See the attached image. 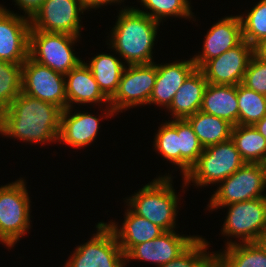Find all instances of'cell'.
<instances>
[{"instance_id":"18","label":"cell","mask_w":266,"mask_h":267,"mask_svg":"<svg viewBox=\"0 0 266 267\" xmlns=\"http://www.w3.org/2000/svg\"><path fill=\"white\" fill-rule=\"evenodd\" d=\"M195 69L192 58L181 62L176 60L172 63L157 64V76L149 105L168 108L175 93Z\"/></svg>"},{"instance_id":"29","label":"cell","mask_w":266,"mask_h":267,"mask_svg":"<svg viewBox=\"0 0 266 267\" xmlns=\"http://www.w3.org/2000/svg\"><path fill=\"white\" fill-rule=\"evenodd\" d=\"M239 104V125H251L260 121L266 115V95L237 85Z\"/></svg>"},{"instance_id":"7","label":"cell","mask_w":266,"mask_h":267,"mask_svg":"<svg viewBox=\"0 0 266 267\" xmlns=\"http://www.w3.org/2000/svg\"><path fill=\"white\" fill-rule=\"evenodd\" d=\"M97 232L76 246L63 267H125L126 259L117 238L107 223L96 224Z\"/></svg>"},{"instance_id":"6","label":"cell","mask_w":266,"mask_h":267,"mask_svg":"<svg viewBox=\"0 0 266 267\" xmlns=\"http://www.w3.org/2000/svg\"><path fill=\"white\" fill-rule=\"evenodd\" d=\"M79 38L65 33L30 30L29 57L65 76L82 61L73 50Z\"/></svg>"},{"instance_id":"10","label":"cell","mask_w":266,"mask_h":267,"mask_svg":"<svg viewBox=\"0 0 266 267\" xmlns=\"http://www.w3.org/2000/svg\"><path fill=\"white\" fill-rule=\"evenodd\" d=\"M127 66L122 72L117 92L109 103L115 115L139 105H148L156 81V62Z\"/></svg>"},{"instance_id":"4","label":"cell","mask_w":266,"mask_h":267,"mask_svg":"<svg viewBox=\"0 0 266 267\" xmlns=\"http://www.w3.org/2000/svg\"><path fill=\"white\" fill-rule=\"evenodd\" d=\"M245 163L231 139L208 146L204 148L196 163L182 177V185L184 184L182 188H186L191 182L197 187H205L210 184L216 186Z\"/></svg>"},{"instance_id":"11","label":"cell","mask_w":266,"mask_h":267,"mask_svg":"<svg viewBox=\"0 0 266 267\" xmlns=\"http://www.w3.org/2000/svg\"><path fill=\"white\" fill-rule=\"evenodd\" d=\"M86 10L80 0H45L30 18V30L81 37L80 18Z\"/></svg>"},{"instance_id":"37","label":"cell","mask_w":266,"mask_h":267,"mask_svg":"<svg viewBox=\"0 0 266 267\" xmlns=\"http://www.w3.org/2000/svg\"><path fill=\"white\" fill-rule=\"evenodd\" d=\"M254 54L266 59V37L254 46Z\"/></svg>"},{"instance_id":"23","label":"cell","mask_w":266,"mask_h":267,"mask_svg":"<svg viewBox=\"0 0 266 267\" xmlns=\"http://www.w3.org/2000/svg\"><path fill=\"white\" fill-rule=\"evenodd\" d=\"M225 249L216 252L217 267H266V254L257 243L226 242Z\"/></svg>"},{"instance_id":"15","label":"cell","mask_w":266,"mask_h":267,"mask_svg":"<svg viewBox=\"0 0 266 267\" xmlns=\"http://www.w3.org/2000/svg\"><path fill=\"white\" fill-rule=\"evenodd\" d=\"M197 237L180 235L175 230L165 231L153 240L135 245L125 255L126 264L132 259L151 262L160 267L180 255Z\"/></svg>"},{"instance_id":"24","label":"cell","mask_w":266,"mask_h":267,"mask_svg":"<svg viewBox=\"0 0 266 267\" xmlns=\"http://www.w3.org/2000/svg\"><path fill=\"white\" fill-rule=\"evenodd\" d=\"M85 64L90 68L100 90L110 100L117 92L125 62L114 54L100 53Z\"/></svg>"},{"instance_id":"28","label":"cell","mask_w":266,"mask_h":267,"mask_svg":"<svg viewBox=\"0 0 266 267\" xmlns=\"http://www.w3.org/2000/svg\"><path fill=\"white\" fill-rule=\"evenodd\" d=\"M209 242L198 236L180 255L160 267H217L215 252H207Z\"/></svg>"},{"instance_id":"20","label":"cell","mask_w":266,"mask_h":267,"mask_svg":"<svg viewBox=\"0 0 266 267\" xmlns=\"http://www.w3.org/2000/svg\"><path fill=\"white\" fill-rule=\"evenodd\" d=\"M122 226L110 221L108 226L114 232L117 241L126 255L135 245L153 240L165 232L148 219L134 214L128 207ZM120 228V229H119Z\"/></svg>"},{"instance_id":"33","label":"cell","mask_w":266,"mask_h":267,"mask_svg":"<svg viewBox=\"0 0 266 267\" xmlns=\"http://www.w3.org/2000/svg\"><path fill=\"white\" fill-rule=\"evenodd\" d=\"M239 16L242 22L243 39L254 47L266 37V0H260L250 12L248 10L247 14Z\"/></svg>"},{"instance_id":"2","label":"cell","mask_w":266,"mask_h":267,"mask_svg":"<svg viewBox=\"0 0 266 267\" xmlns=\"http://www.w3.org/2000/svg\"><path fill=\"white\" fill-rule=\"evenodd\" d=\"M123 7L107 45L124 58L127 65L153 63V47L160 23L133 6Z\"/></svg>"},{"instance_id":"22","label":"cell","mask_w":266,"mask_h":267,"mask_svg":"<svg viewBox=\"0 0 266 267\" xmlns=\"http://www.w3.org/2000/svg\"><path fill=\"white\" fill-rule=\"evenodd\" d=\"M237 85L207 84L201 111L231 123L239 125V104L237 103Z\"/></svg>"},{"instance_id":"8","label":"cell","mask_w":266,"mask_h":267,"mask_svg":"<svg viewBox=\"0 0 266 267\" xmlns=\"http://www.w3.org/2000/svg\"><path fill=\"white\" fill-rule=\"evenodd\" d=\"M218 186L207 205L209 211L236 202L266 197L264 170L258 163H245Z\"/></svg>"},{"instance_id":"12","label":"cell","mask_w":266,"mask_h":267,"mask_svg":"<svg viewBox=\"0 0 266 267\" xmlns=\"http://www.w3.org/2000/svg\"><path fill=\"white\" fill-rule=\"evenodd\" d=\"M22 93L67 108L65 76L30 57L22 64Z\"/></svg>"},{"instance_id":"30","label":"cell","mask_w":266,"mask_h":267,"mask_svg":"<svg viewBox=\"0 0 266 267\" xmlns=\"http://www.w3.org/2000/svg\"><path fill=\"white\" fill-rule=\"evenodd\" d=\"M144 8H135L137 11L146 14L150 18L161 23L167 17H178L192 19L193 12L191 10V3L189 0H139ZM191 5V6H190ZM149 10V11H148Z\"/></svg>"},{"instance_id":"5","label":"cell","mask_w":266,"mask_h":267,"mask_svg":"<svg viewBox=\"0 0 266 267\" xmlns=\"http://www.w3.org/2000/svg\"><path fill=\"white\" fill-rule=\"evenodd\" d=\"M26 187L23 178L0 186V242L8 249L31 228V200Z\"/></svg>"},{"instance_id":"21","label":"cell","mask_w":266,"mask_h":267,"mask_svg":"<svg viewBox=\"0 0 266 267\" xmlns=\"http://www.w3.org/2000/svg\"><path fill=\"white\" fill-rule=\"evenodd\" d=\"M208 82L200 69H195L175 93L167 108L173 119H186L201 109Z\"/></svg>"},{"instance_id":"39","label":"cell","mask_w":266,"mask_h":267,"mask_svg":"<svg viewBox=\"0 0 266 267\" xmlns=\"http://www.w3.org/2000/svg\"><path fill=\"white\" fill-rule=\"evenodd\" d=\"M256 243L262 248V250L266 254V233L263 234L257 241Z\"/></svg>"},{"instance_id":"19","label":"cell","mask_w":266,"mask_h":267,"mask_svg":"<svg viewBox=\"0 0 266 267\" xmlns=\"http://www.w3.org/2000/svg\"><path fill=\"white\" fill-rule=\"evenodd\" d=\"M72 109L62 111L58 142L75 149L83 148L96 139L102 118L84 111L71 113Z\"/></svg>"},{"instance_id":"40","label":"cell","mask_w":266,"mask_h":267,"mask_svg":"<svg viewBox=\"0 0 266 267\" xmlns=\"http://www.w3.org/2000/svg\"><path fill=\"white\" fill-rule=\"evenodd\" d=\"M261 165L264 170V184H265V189H266V160L262 162Z\"/></svg>"},{"instance_id":"35","label":"cell","mask_w":266,"mask_h":267,"mask_svg":"<svg viewBox=\"0 0 266 267\" xmlns=\"http://www.w3.org/2000/svg\"><path fill=\"white\" fill-rule=\"evenodd\" d=\"M45 0H14L19 10H23L24 16L31 18Z\"/></svg>"},{"instance_id":"25","label":"cell","mask_w":266,"mask_h":267,"mask_svg":"<svg viewBox=\"0 0 266 267\" xmlns=\"http://www.w3.org/2000/svg\"><path fill=\"white\" fill-rule=\"evenodd\" d=\"M203 148L231 139L233 125L219 117L199 110L186 118Z\"/></svg>"},{"instance_id":"13","label":"cell","mask_w":266,"mask_h":267,"mask_svg":"<svg viewBox=\"0 0 266 267\" xmlns=\"http://www.w3.org/2000/svg\"><path fill=\"white\" fill-rule=\"evenodd\" d=\"M254 54V47L246 40L218 57L208 60L200 70L209 84L238 85Z\"/></svg>"},{"instance_id":"31","label":"cell","mask_w":266,"mask_h":267,"mask_svg":"<svg viewBox=\"0 0 266 267\" xmlns=\"http://www.w3.org/2000/svg\"><path fill=\"white\" fill-rule=\"evenodd\" d=\"M22 92V64L0 60V112Z\"/></svg>"},{"instance_id":"26","label":"cell","mask_w":266,"mask_h":267,"mask_svg":"<svg viewBox=\"0 0 266 267\" xmlns=\"http://www.w3.org/2000/svg\"><path fill=\"white\" fill-rule=\"evenodd\" d=\"M231 140L246 163L266 160V139L251 125L233 126Z\"/></svg>"},{"instance_id":"38","label":"cell","mask_w":266,"mask_h":267,"mask_svg":"<svg viewBox=\"0 0 266 267\" xmlns=\"http://www.w3.org/2000/svg\"><path fill=\"white\" fill-rule=\"evenodd\" d=\"M253 126L266 139V115Z\"/></svg>"},{"instance_id":"16","label":"cell","mask_w":266,"mask_h":267,"mask_svg":"<svg viewBox=\"0 0 266 267\" xmlns=\"http://www.w3.org/2000/svg\"><path fill=\"white\" fill-rule=\"evenodd\" d=\"M242 22L240 16H226L213 24L203 41L202 53L194 55L196 68L200 69L208 60L218 57L243 41Z\"/></svg>"},{"instance_id":"3","label":"cell","mask_w":266,"mask_h":267,"mask_svg":"<svg viewBox=\"0 0 266 267\" xmlns=\"http://www.w3.org/2000/svg\"><path fill=\"white\" fill-rule=\"evenodd\" d=\"M173 176L161 175L126 198L128 208L164 231L176 230L179 198L173 188Z\"/></svg>"},{"instance_id":"27","label":"cell","mask_w":266,"mask_h":267,"mask_svg":"<svg viewBox=\"0 0 266 267\" xmlns=\"http://www.w3.org/2000/svg\"><path fill=\"white\" fill-rule=\"evenodd\" d=\"M177 134L179 137V168L184 177L196 163L204 148L186 119H177Z\"/></svg>"},{"instance_id":"36","label":"cell","mask_w":266,"mask_h":267,"mask_svg":"<svg viewBox=\"0 0 266 267\" xmlns=\"http://www.w3.org/2000/svg\"><path fill=\"white\" fill-rule=\"evenodd\" d=\"M81 4L88 10L89 9H99L102 6H106L107 4L112 5V4H120L122 2H124V0H80Z\"/></svg>"},{"instance_id":"17","label":"cell","mask_w":266,"mask_h":267,"mask_svg":"<svg viewBox=\"0 0 266 267\" xmlns=\"http://www.w3.org/2000/svg\"><path fill=\"white\" fill-rule=\"evenodd\" d=\"M67 78V79H66ZM65 87L67 108H73V104H101L106 105L104 115L113 117L115 112L108 105L110 100L100 90L90 68L81 61L75 68L65 75ZM108 103V104H107Z\"/></svg>"},{"instance_id":"32","label":"cell","mask_w":266,"mask_h":267,"mask_svg":"<svg viewBox=\"0 0 266 267\" xmlns=\"http://www.w3.org/2000/svg\"><path fill=\"white\" fill-rule=\"evenodd\" d=\"M155 133L154 149L161 154L164 159L179 168V137L177 134V119L165 121L158 127Z\"/></svg>"},{"instance_id":"34","label":"cell","mask_w":266,"mask_h":267,"mask_svg":"<svg viewBox=\"0 0 266 267\" xmlns=\"http://www.w3.org/2000/svg\"><path fill=\"white\" fill-rule=\"evenodd\" d=\"M242 85L246 88L266 95V59L253 54L244 77Z\"/></svg>"},{"instance_id":"14","label":"cell","mask_w":266,"mask_h":267,"mask_svg":"<svg viewBox=\"0 0 266 267\" xmlns=\"http://www.w3.org/2000/svg\"><path fill=\"white\" fill-rule=\"evenodd\" d=\"M30 18L0 4V60L23 64L29 57Z\"/></svg>"},{"instance_id":"9","label":"cell","mask_w":266,"mask_h":267,"mask_svg":"<svg viewBox=\"0 0 266 267\" xmlns=\"http://www.w3.org/2000/svg\"><path fill=\"white\" fill-rule=\"evenodd\" d=\"M221 228V235L237 238L239 243H256L266 233V197L236 202L229 205Z\"/></svg>"},{"instance_id":"1","label":"cell","mask_w":266,"mask_h":267,"mask_svg":"<svg viewBox=\"0 0 266 267\" xmlns=\"http://www.w3.org/2000/svg\"><path fill=\"white\" fill-rule=\"evenodd\" d=\"M62 109L24 93L0 112L1 136L23 142L46 144L58 142Z\"/></svg>"}]
</instances>
